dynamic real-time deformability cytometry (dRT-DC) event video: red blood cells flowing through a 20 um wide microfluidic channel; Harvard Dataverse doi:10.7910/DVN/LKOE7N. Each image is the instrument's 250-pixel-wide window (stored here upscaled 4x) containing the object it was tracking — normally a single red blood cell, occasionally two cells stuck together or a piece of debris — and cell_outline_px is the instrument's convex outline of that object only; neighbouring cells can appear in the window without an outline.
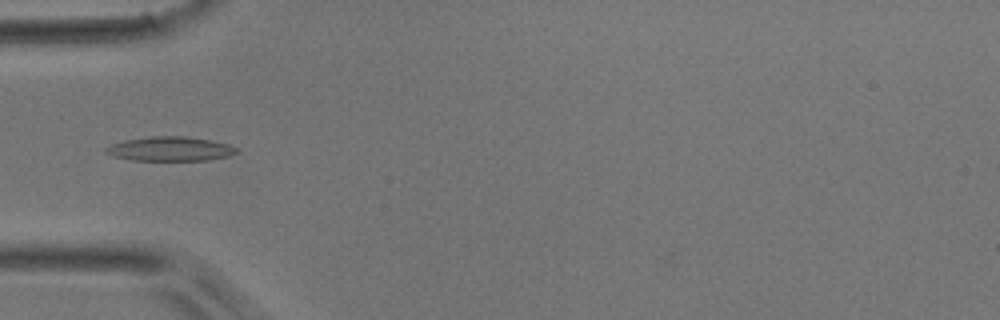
{"species": "common noctule bat (a hibernating species)", "species_latin": "Nyctalus noctula", "temperature_condition": "room temperature", "stored_images_in_passage": 24, "camera_frame_rate_fps": 3000, "um_per_image_px": 0.085, "animal": {"sex": "male", "body_mass_g": 17.9}, "frame": {"image": 1, "passage_image": 1, "time_ms": 0.0, "image_size_px": [1000, 320], "cell_outline_px": [[240, 152], [228, 156], [208, 160], [132, 160], [112, 156], [104, 152], [104, 148], [112, 144], [124, 140], [152, 136], [184, 136], [208, 140], [228, 144], [240, 148]], "centroid_in_image_um": [14.47, 12.66], "position_along_channel_um": 70.5, "area_um2": 18.55}}
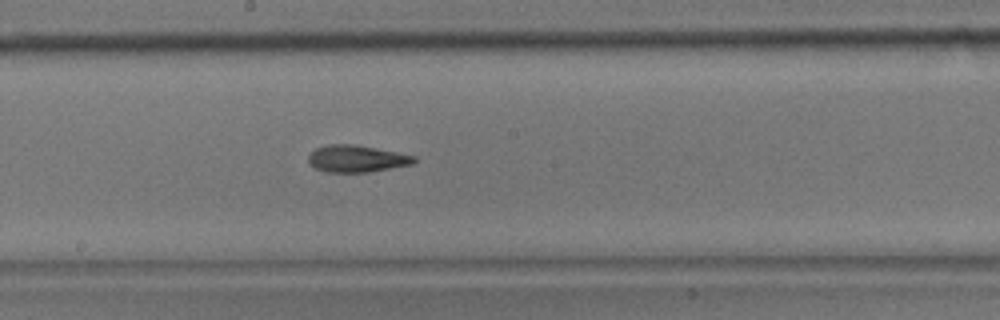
{"frame": {"image": 2, "passage_image": 12, "time_ms": 3.667, "image_size_px": [1000, 320], "cell_outline_px": [[416, 160], [412, 164], [368, 172], [328, 172], [316, 168], [308, 160], [308, 156], [316, 148], [328, 144], [352, 144], [396, 152], [416, 156]], "centroid_in_image_um": [30.31, 13.48], "position_along_channel_um": 217.9, "area_um2": 16.3}}
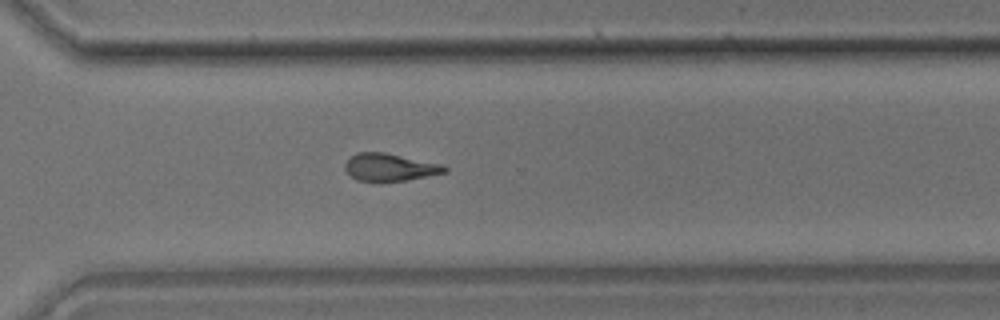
{"frame": {"image": 3, "passage_image": 21, "time_ms": 6.667, "image_size_px": [1000, 320], "cell_outline_px": [[448, 172], [428, 176], [380, 184], [376, 184], [356, 180], [344, 168], [344, 164], [356, 152], [384, 152], [440, 164], [448, 168]], "centroid_in_image_um": [33.09, 14.25], "position_along_channel_um": 337.5, "area_um2": 16.3}}